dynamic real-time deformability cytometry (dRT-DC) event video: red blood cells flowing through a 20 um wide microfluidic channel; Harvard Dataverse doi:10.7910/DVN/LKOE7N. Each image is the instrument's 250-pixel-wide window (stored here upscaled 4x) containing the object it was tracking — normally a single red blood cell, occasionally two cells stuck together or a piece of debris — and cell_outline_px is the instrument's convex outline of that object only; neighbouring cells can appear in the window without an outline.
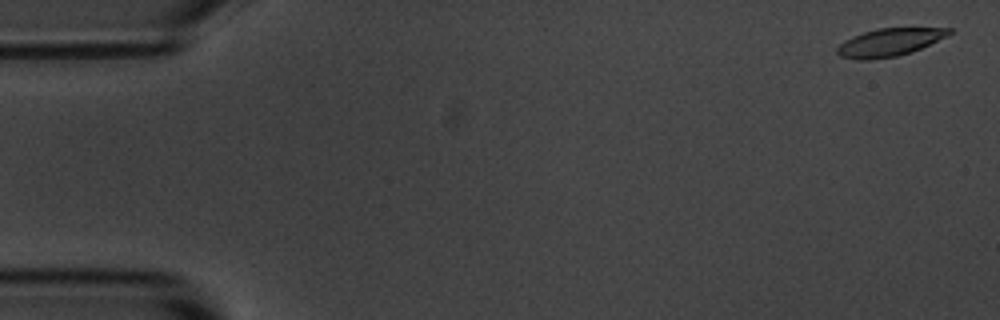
{"species": "common noctule bat (a hibernating species)", "species_latin": "Nyctalus noctula", "temperature_condition": "room temperature", "stored_images_in_passage": 5, "camera_frame_rate_fps": 3000, "um_per_image_px": 0.085, "animal": {"sex": "male", "body_mass_g": 20.1, "forearm_length_mm": 53.5}, "frame": {"image": 1, "passage_image": 1, "time_ms": 0.0, "image_size_px": [1000, 320], "cell_outline_px": [[952, 32], [948, 36], [920, 48], [896, 56], [868, 60], [856, 60], [840, 56], [836, 52], [836, 48], [844, 40], [852, 36], [876, 28], [952, 28]], "centroid_in_image_um": [75.56, 3.59], "position_along_channel_um": 9.4, "area_um2": 18.03}}